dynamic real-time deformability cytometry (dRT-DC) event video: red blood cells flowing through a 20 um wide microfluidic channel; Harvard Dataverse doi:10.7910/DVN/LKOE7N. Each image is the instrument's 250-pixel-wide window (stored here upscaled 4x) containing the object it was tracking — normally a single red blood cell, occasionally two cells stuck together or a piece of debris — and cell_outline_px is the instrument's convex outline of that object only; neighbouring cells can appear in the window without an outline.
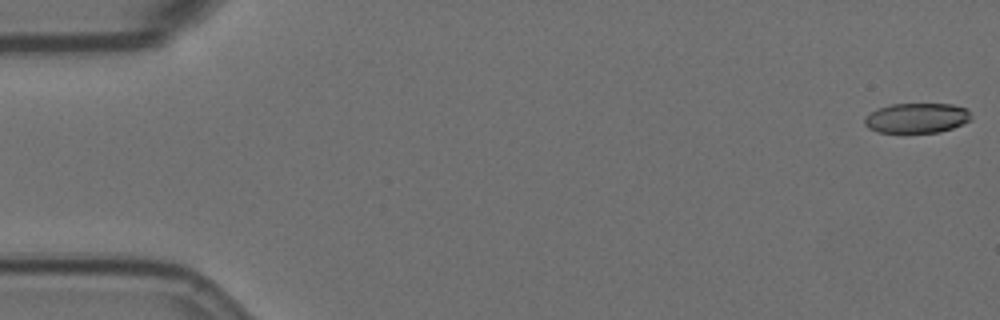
{"species": "Egyptian fruit bat (a non-hibernating species)", "species_latin": "Rousettus aegyptiacus", "temperature_condition": "room temperature", "stored_images_in_passage": 6, "camera_frame_rate_fps": 3000, "um_per_image_px": 0.085, "animal": {"sex": "female"}, "frame": {"image": 1, "passage_image": 1, "time_ms": 0.0, "image_size_px": [1000, 320], "cell_outline_px": [[972, 120], [952, 128], [940, 132], [876, 132], [868, 128], [864, 124], [864, 116], [880, 108], [892, 104], [952, 104], [968, 108], [972, 116]], "centroid_in_image_um": [77.96, 10.03], "position_along_channel_um": 7.0, "area_um2": 18.67}}